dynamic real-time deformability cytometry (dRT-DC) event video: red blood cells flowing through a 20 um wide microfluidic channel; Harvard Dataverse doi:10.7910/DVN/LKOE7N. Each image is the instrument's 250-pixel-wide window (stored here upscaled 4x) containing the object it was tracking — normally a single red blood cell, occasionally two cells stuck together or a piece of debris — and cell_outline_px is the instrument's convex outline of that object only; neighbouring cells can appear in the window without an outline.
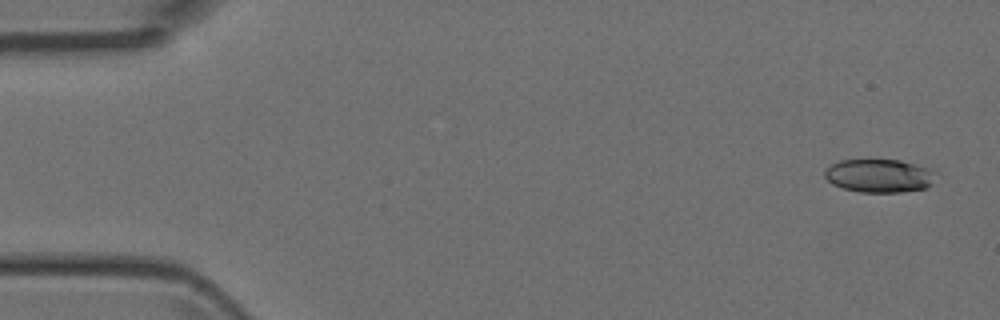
{"species": "Egyptian fruit bat (a non-hibernating species)", "species_latin": "Rousettus aegyptiacus", "temperature_condition": "room temperature", "stored_images_in_passage": 7, "camera_frame_rate_fps": 3000, "um_per_image_px": 0.085, "animal": {"sex": "female"}, "frame": {"image": 1, "passage_image": 1, "time_ms": 0.0, "image_size_px": [1000, 320], "cell_outline_px": [[936, 172], [932, 184], [924, 188], [900, 192], [860, 192], [844, 188], [832, 184], [824, 176], [824, 172], [832, 164], [840, 160], [900, 160]], "centroid_in_image_um": [74.7, 14.94], "position_along_channel_um": 10.3, "area_um2": 21.21}}
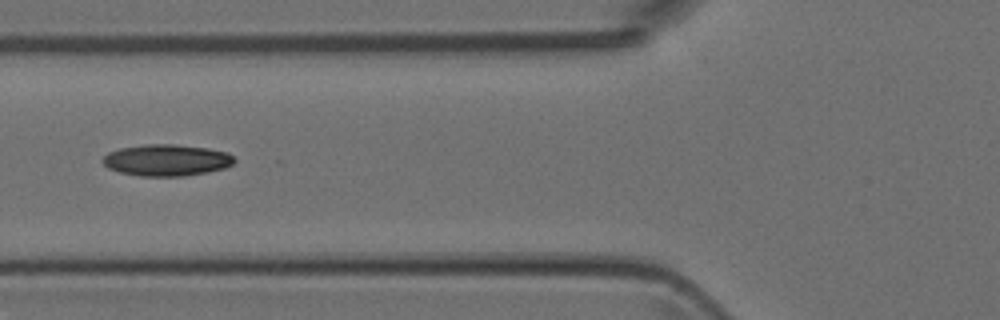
{"frame": {"image": 2, "passage_image": 6, "time_ms": 5.667, "image_size_px": [1000, 320], "cell_outline_px": [[236, 160], [232, 164], [224, 168], [208, 172], [184, 176], [140, 176], [120, 172], [108, 168], [100, 160], [108, 152], [120, 148], [144, 144], [176, 144], [208, 148], [228, 152]], "centroid_in_image_um": [14.15, 13.61], "position_along_channel_um": 111.6, "area_um2": 24.33}}
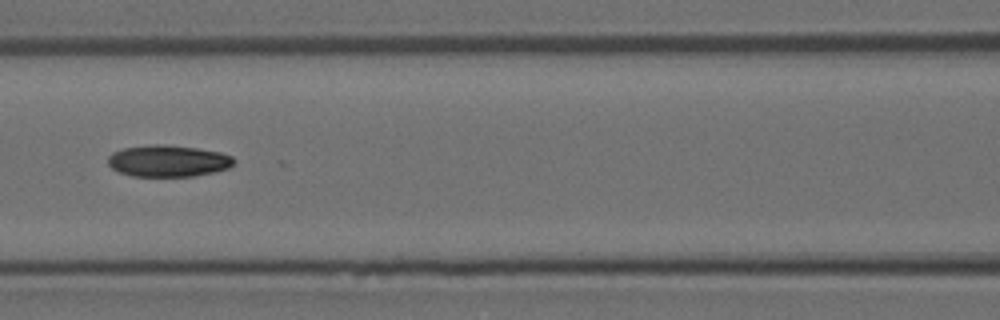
{"frame": {"image": 3, "passage_image": 7, "time_ms": 6.667, "image_size_px": [1000, 320], "cell_outline_px": [[236, 160], [228, 168], [196, 176], [132, 176], [120, 172], [112, 168], [108, 164], [108, 156], [112, 152], [124, 148], [152, 144], [164, 144], [196, 148], [220, 152], [232, 156]], "centroid_in_image_um": [14.28, 13.67], "position_along_channel_um": 152.3, "area_um2": 23.18}}